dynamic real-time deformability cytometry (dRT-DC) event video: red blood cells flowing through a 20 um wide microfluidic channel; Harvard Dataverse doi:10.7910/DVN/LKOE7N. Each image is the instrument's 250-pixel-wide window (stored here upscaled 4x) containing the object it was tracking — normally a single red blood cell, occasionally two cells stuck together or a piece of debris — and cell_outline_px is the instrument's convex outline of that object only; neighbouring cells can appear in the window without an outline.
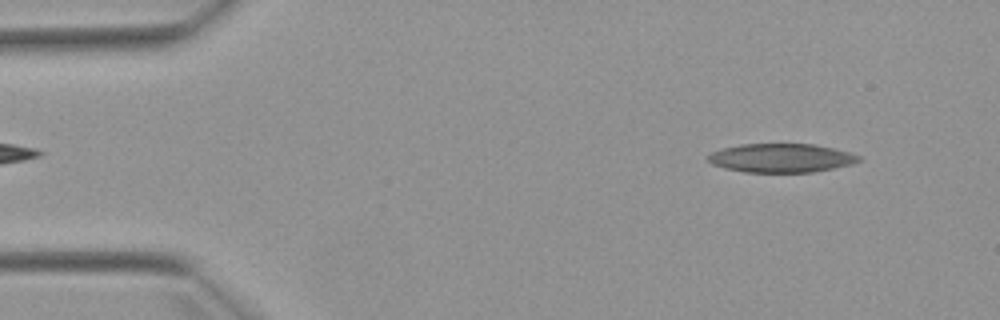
{"species": "Egyptian fruit bat (a non-hibernating species)", "species_latin": "Rousettus aegyptiacus", "temperature_condition": "warm", "stored_images_in_passage": 5, "camera_frame_rate_fps": 3000, "um_per_image_px": 0.085, "animal": {"sex": "female"}, "frame": {"image": 1, "passage_image": 1, "time_ms": 0.0, "image_size_px": [1000, 320], "cell_outline_px": [[860, 160], [852, 164], [812, 172], [744, 172], [724, 168], [712, 164], [704, 156], [712, 152], [724, 148], [740, 144], [816, 144], [848, 152], [860, 156]], "centroid_in_image_um": [66.36, 13.43], "position_along_channel_um": 18.6, "area_um2": 25.2}}
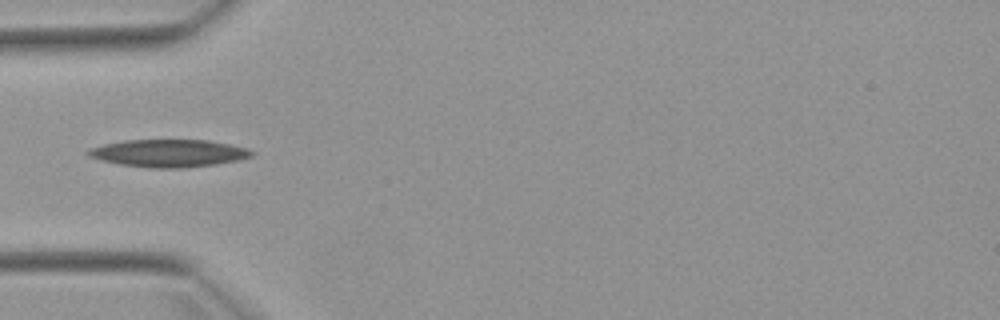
{"frame": {"image": 2, "passage_image": 4, "time_ms": 3.667, "image_size_px": [1000, 320], "cell_outline_px": [[256, 152], [252, 156], [240, 160], [216, 164], [184, 168], [152, 168], [120, 164], [100, 160], [88, 156], [84, 152], [88, 148], [104, 144], [124, 140], [208, 140], [248, 148]], "centroid_in_image_um": [14.33, 13.02], "position_along_channel_um": 70.7, "area_um2": 26.41}}
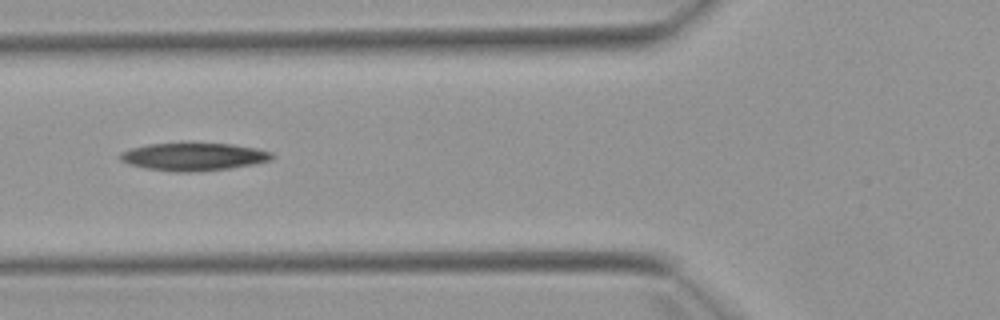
{"frame": {"image": 3, "passage_image": 5, "time_ms": 4.667, "image_size_px": [1000, 320], "cell_outline_px": [[276, 156], [272, 160], [256, 164], [200, 172], [172, 172], [144, 168], [128, 164], [120, 160], [120, 152], [132, 148], [148, 144], [180, 140], [188, 140], [232, 144], [256, 148], [272, 152]], "centroid_in_image_um": [16.46, 13.28], "position_along_channel_um": 109.3, "area_um2": 25.95}}